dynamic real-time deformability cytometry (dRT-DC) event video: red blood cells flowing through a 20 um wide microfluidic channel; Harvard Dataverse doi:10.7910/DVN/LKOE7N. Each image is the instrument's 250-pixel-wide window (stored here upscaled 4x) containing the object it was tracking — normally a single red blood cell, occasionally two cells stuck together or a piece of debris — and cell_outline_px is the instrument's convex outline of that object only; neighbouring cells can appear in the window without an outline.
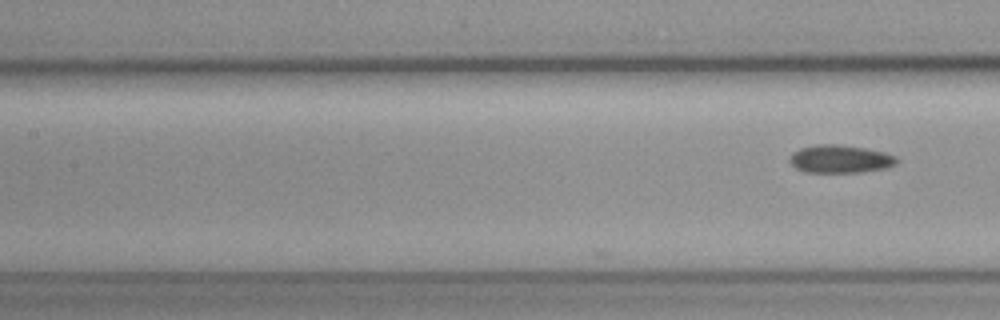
{"species": "common noctule bat (a hibernating species)", "species_latin": "Nyctalus noctula", "temperature_condition": "cold", "stored_images_in_passage": 11, "camera_frame_rate_fps": 3000, "um_per_image_px": 0.085, "animal": {"sex": "female", "body_mass_g": 19.3, "forearm_length_mm": 54.1}, "frame": {"image": 1, "passage_image": 11, "time_ms": 3.333, "image_size_px": [1000, 320], "cell_outline_px": [[900, 160], [896, 164], [888, 168], [860, 172], [804, 172], [796, 168], [788, 160], [792, 152], [800, 148], [816, 144], [836, 144], [864, 148], [884, 152], [896, 156]], "centroid_in_image_um": [71.42, 13.51], "position_along_channel_um": 136.0, "area_um2": 17.57}}